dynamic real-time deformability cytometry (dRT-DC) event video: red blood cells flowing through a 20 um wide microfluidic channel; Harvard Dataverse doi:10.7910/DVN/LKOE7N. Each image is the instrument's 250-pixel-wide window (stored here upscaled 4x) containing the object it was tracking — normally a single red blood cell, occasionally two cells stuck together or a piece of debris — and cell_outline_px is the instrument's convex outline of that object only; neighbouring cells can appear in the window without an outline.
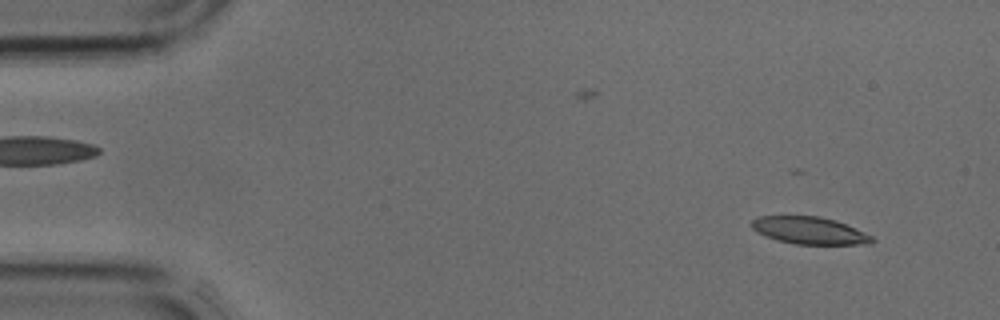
{"species": "common noctule bat (a hibernating species)", "species_latin": "Nyctalus noctula", "temperature_condition": "cold", "stored_images_in_passage": 40, "camera_frame_rate_fps": 3000, "um_per_image_px": 0.085, "animal": {"sex": "male", "body_mass_g": 17.9, "forearm_length_mm": 54.2}, "frame": {"image": 1, "passage_image": 3, "time_ms": 0.667, "image_size_px": [1000, 320], "cell_outline_px": [[876, 240], [872, 244], [796, 244], [776, 240], [756, 232], [752, 228], [752, 220], [760, 216], [820, 216], [836, 220], [872, 236]], "centroid_in_image_um": [68.81, 19.59], "position_along_channel_um": 16.2, "area_um2": 19.07}}
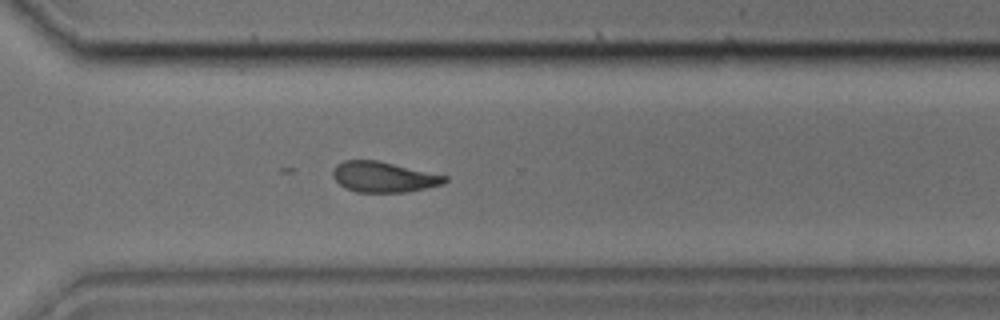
{"frame": {"image": 2, "passage_image": 29, "time_ms": 9.333, "image_size_px": [1000, 320], "cell_outline_px": [[448, 180], [444, 184], [408, 192], [356, 192], [344, 188], [332, 176], [332, 172], [336, 164], [344, 160], [376, 160], [448, 176]], "centroid_in_image_um": [32.6, 15.05], "position_along_channel_um": 338.0, "area_um2": 19.94}}
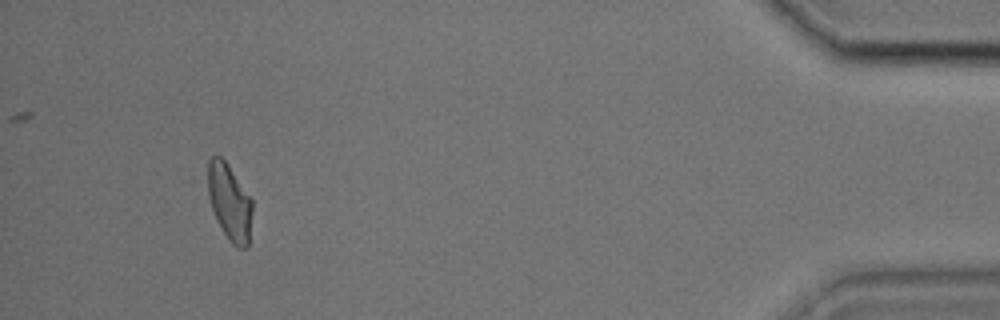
{"frame": {"image": 3, "passage_image": 38, "time_ms": 12.333, "image_size_px": [1000, 320], "cell_outline_px": [[252, 212], [248, 248], [236, 248], [228, 240], [212, 208], [208, 196], [208, 160], [212, 156], [220, 156], [228, 164], [252, 200]], "centroid_in_image_um": [19.52, 17.19], "position_along_channel_um": 415.7, "area_um2": 19.59}}